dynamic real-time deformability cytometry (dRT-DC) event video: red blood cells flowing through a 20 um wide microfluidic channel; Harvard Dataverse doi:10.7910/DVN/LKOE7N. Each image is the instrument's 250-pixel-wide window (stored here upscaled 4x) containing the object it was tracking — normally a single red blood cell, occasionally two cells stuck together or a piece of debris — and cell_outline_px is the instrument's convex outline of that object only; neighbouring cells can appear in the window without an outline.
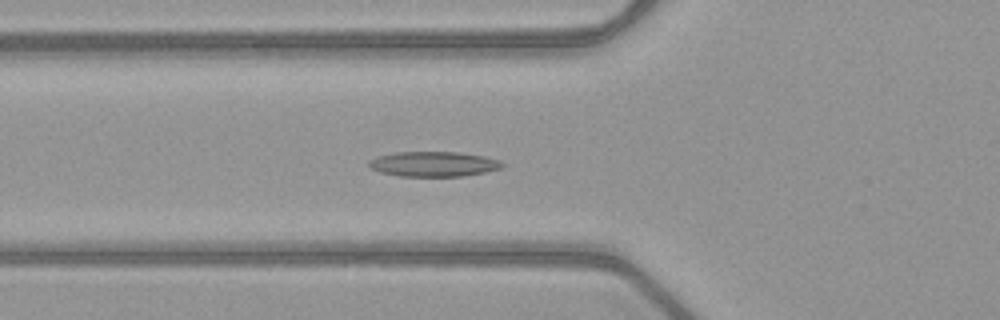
{"species": "common noctule bat (a hibernating species)", "species_latin": "Nyctalus noctula", "temperature_condition": "warm", "stored_images_in_passage": 35, "camera_frame_rate_fps": 3000, "um_per_image_px": 0.085, "animal": {"sex": "female", "body_mass_g": 21.9}, "frame": {"image": 1, "passage_image": 2, "time_ms": 0.333, "image_size_px": [1000, 320], "cell_outline_px": [[504, 164], [500, 168], [484, 172], [464, 176], [400, 176], [380, 172], [368, 168], [368, 160], [376, 156], [396, 152], [456, 152], [484, 156], [500, 160]], "centroid_in_image_um": [36.8, 13.94], "position_along_channel_um": 89.0, "area_um2": 19.48}}
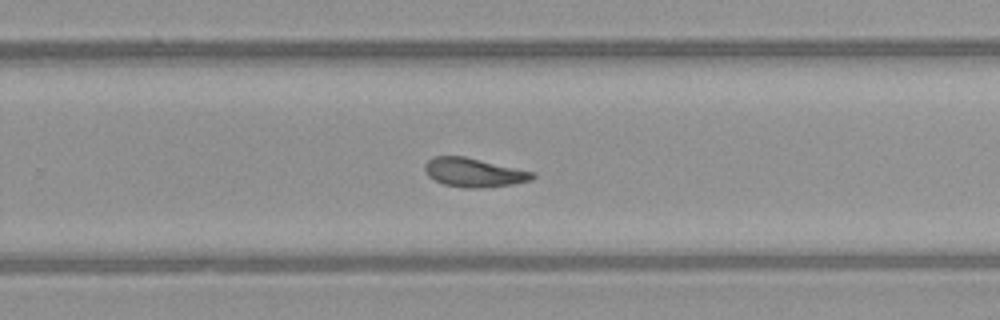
{"frame": {"image": 2, "passage_image": 17, "time_ms": 5.333, "image_size_px": [1000, 320], "cell_outline_px": [[536, 176], [532, 180], [512, 184], [484, 188], [464, 188], [444, 184], [428, 176], [424, 168], [424, 164], [432, 156], [464, 156], [536, 172]], "centroid_in_image_um": [40.3, 14.66], "position_along_channel_um": 289.5, "area_um2": 18.26}}
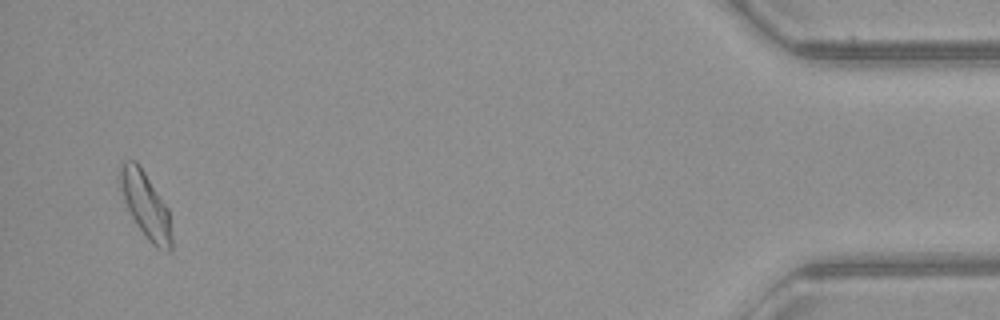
{"frame": {"image": 3, "passage_image": 33, "time_ms": 10.667, "image_size_px": [1000, 320], "cell_outline_px": [[172, 248], [168, 252], [156, 248], [148, 240], [136, 224], [124, 200], [120, 188], [120, 168], [124, 160], [136, 160], [140, 164], [168, 208], [172, 236]], "centroid_in_image_um": [12.4, 17.44], "position_along_channel_um": 422.8, "area_um2": 19.77}}